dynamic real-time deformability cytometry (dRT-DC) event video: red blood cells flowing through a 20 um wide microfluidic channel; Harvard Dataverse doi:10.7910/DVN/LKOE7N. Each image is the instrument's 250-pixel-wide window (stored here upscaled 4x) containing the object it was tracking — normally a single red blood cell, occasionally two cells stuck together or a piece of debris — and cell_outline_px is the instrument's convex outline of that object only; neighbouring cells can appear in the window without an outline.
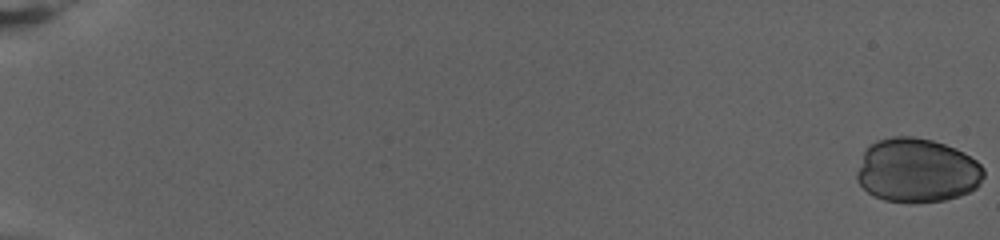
{"species": "human", "species_latin": "Homo sapiens", "temperature_condition": "warm", "stored_images_in_passage": 75, "camera_frame_rate_fps": 3000, "um_per_image_px": 0.085, "donor": {"sex": "female"}, "frame": {"image": 1, "passage_image": 1, "time_ms": 0.0, "image_size_px": [1000, 240], "cell_outline_px": [[984, 176], [980, 184], [976, 188], [960, 196], [944, 200], [912, 204], [908, 204], [884, 200], [872, 196], [856, 180], [856, 172], [864, 152], [876, 140], [892, 136], [912, 136], [932, 140], [956, 148], [964, 152], [976, 160], [984, 168]], "centroid_in_image_um": [77.95, 14.51], "position_along_channel_um": 7.1, "area_um2": 47.97}}
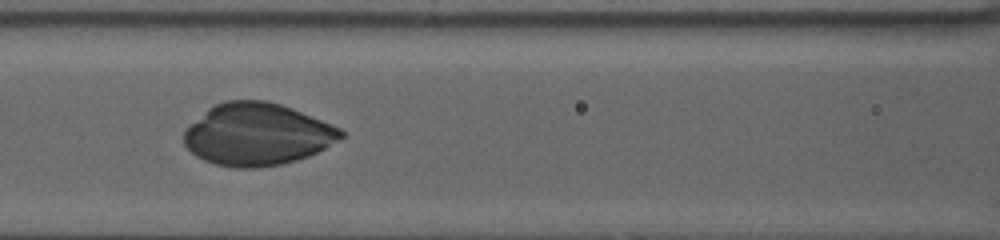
{"frame": {"image": 2, "passage_image": 38, "time_ms": 12.333, "image_size_px": [1000, 240], "cell_outline_px": [[344, 136], [340, 140], [308, 156], [284, 164], [260, 168], [236, 168], [216, 164], [204, 160], [196, 156], [184, 144], [184, 132], [208, 108], [224, 100], [268, 100], [292, 108], [340, 128], [344, 132]], "centroid_in_image_um": [21.87, 11.43], "position_along_channel_um": 144.7, "area_um2": 56.7}}
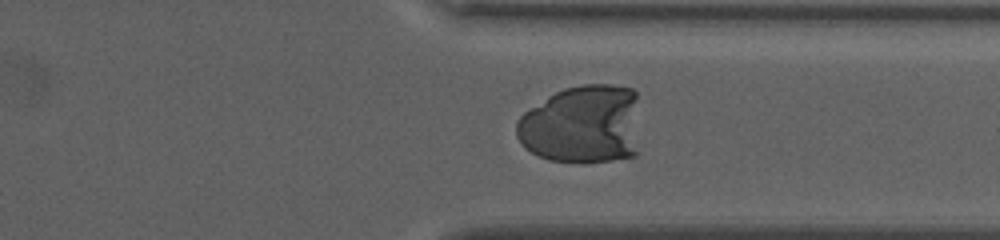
{"frame": {"image": 3, "passage_image": 61, "time_ms": 20.0, "image_size_px": [1000, 240], "cell_outline_px": [[636, 156], [612, 160], [548, 160], [524, 148], [516, 136], [516, 124], [520, 116], [524, 112], [548, 96], [564, 88], [584, 84], [612, 84], [632, 88], [636, 92]], "centroid_in_image_um": [49.46, 10.55], "position_along_channel_um": 361.9, "area_um2": 56.41}}